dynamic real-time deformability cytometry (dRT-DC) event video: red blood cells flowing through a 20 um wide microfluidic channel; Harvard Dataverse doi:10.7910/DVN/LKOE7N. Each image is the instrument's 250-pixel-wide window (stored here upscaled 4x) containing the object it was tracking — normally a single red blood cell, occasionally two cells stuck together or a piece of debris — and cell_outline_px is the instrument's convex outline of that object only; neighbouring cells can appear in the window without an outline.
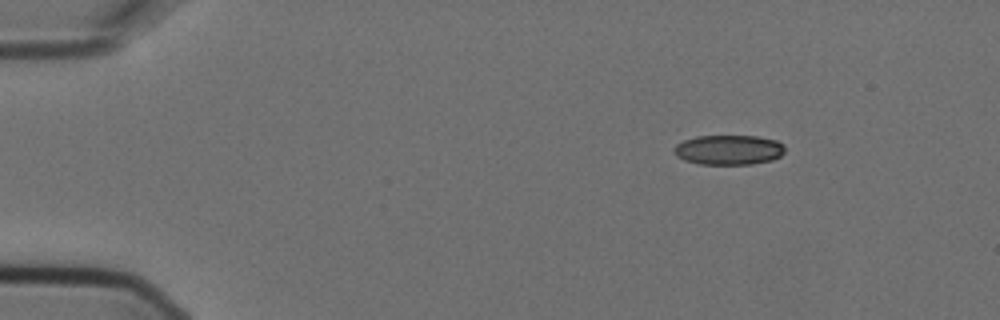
{"species": "Egyptian fruit bat (a non-hibernating species)", "species_latin": "Rousettus aegyptiacus", "temperature_condition": "cold", "stored_images_in_passage": 8, "camera_frame_rate_fps": 3000, "um_per_image_px": 0.085, "animal": {"sex": "female"}, "frame": {"image": 1, "passage_image": 2, "time_ms": 0.333, "image_size_px": [1000, 320], "cell_outline_px": [[784, 152], [780, 156], [772, 160], [752, 164], [700, 164], [684, 160], [676, 156], [676, 144], [684, 140], [696, 136], [756, 136], [776, 140], [784, 144]], "centroid_in_image_um": [61.97, 12.74], "position_along_channel_um": 23.0, "area_um2": 19.19}}
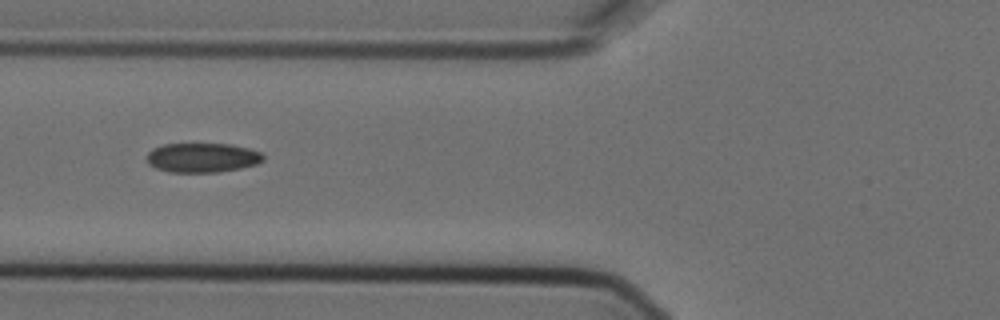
{"frame": {"image": 2, "passage_image": 6, "time_ms": 1.667, "image_size_px": [1000, 320], "cell_outline_px": [[264, 160], [256, 164], [240, 168], [220, 172], [168, 172], [156, 168], [148, 164], [148, 152], [152, 148], [164, 144], [232, 144], [248, 148], [260, 152], [264, 156]], "centroid_in_image_um": [17.2, 13.4], "position_along_channel_um": 108.6, "area_um2": 20.0}}
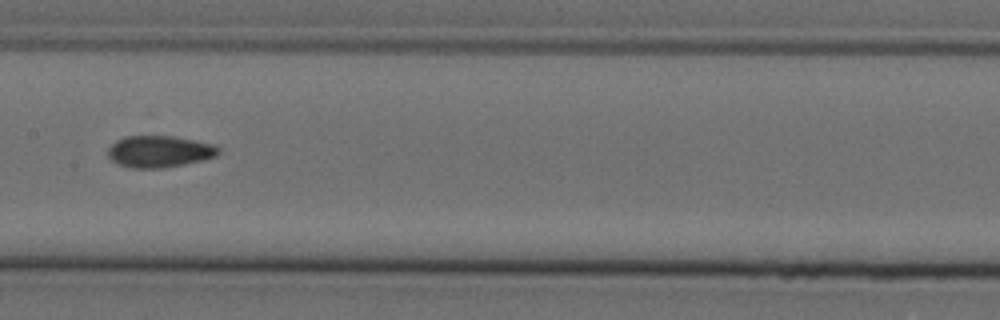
{"frame": {"image": 3, "passage_image": 8, "time_ms": 2.333, "image_size_px": [1000, 320], "cell_outline_px": [[220, 152], [216, 156], [184, 164], [164, 168], [132, 168], [116, 164], [108, 156], [108, 148], [116, 140], [124, 136], [172, 136], [216, 144], [220, 148]], "centroid_in_image_um": [13.54, 12.87], "position_along_channel_um": 193.9, "area_um2": 20.52}}